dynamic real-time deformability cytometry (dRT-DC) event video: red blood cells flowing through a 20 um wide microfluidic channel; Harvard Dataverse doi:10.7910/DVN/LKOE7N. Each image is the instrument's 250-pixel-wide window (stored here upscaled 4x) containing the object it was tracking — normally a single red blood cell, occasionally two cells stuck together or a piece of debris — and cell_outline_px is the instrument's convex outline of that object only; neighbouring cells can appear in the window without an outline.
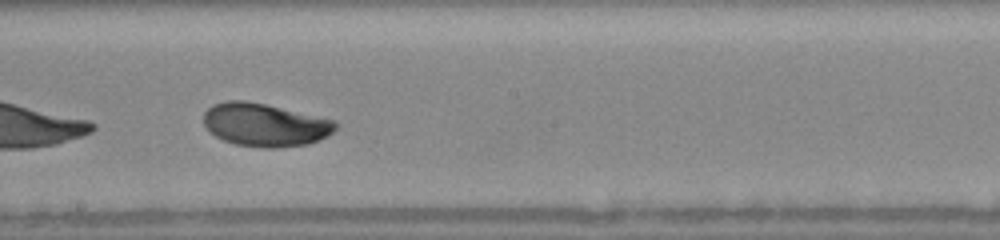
{"species": "human", "species_latin": "Homo sapiens", "temperature_condition": "warm", "stored_images_in_passage": 45, "segment_of_instrument_passage": [2, 2], "camera_frame_rate_fps": 3000, "um_per_image_px": 0.085, "donor": {"sex": "female"}, "frame": {"image": 1, "passage_image": 20, "time_ms": 7.333, "image_size_px": [1000, 240], "cell_outline_px": [[336, 128], [332, 132], [320, 140], [308, 144], [276, 148], [264, 148], [236, 144], [224, 140], [208, 132], [204, 124], [204, 112], [212, 104], [228, 100], [244, 100], [264, 104], [336, 120]], "centroid_in_image_um": [22.5, 10.61], "position_along_channel_um": 225.7, "area_um2": 33.12}}